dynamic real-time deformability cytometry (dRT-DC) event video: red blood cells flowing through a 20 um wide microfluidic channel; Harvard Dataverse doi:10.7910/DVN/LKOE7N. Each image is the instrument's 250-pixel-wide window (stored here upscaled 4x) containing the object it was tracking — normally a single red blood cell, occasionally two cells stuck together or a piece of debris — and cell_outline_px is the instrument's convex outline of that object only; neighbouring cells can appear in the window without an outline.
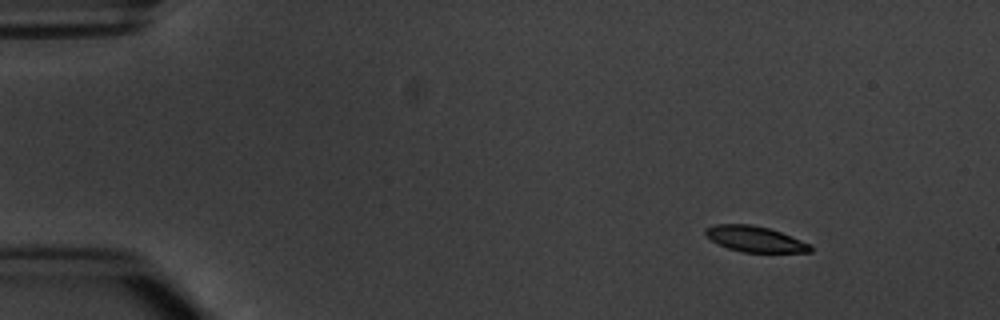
{"species": "common noctule bat (a hibernating species)", "species_latin": "Nyctalus noctula", "temperature_condition": "warm", "stored_images_in_passage": 8, "camera_frame_rate_fps": 3000, "um_per_image_px": 0.085, "animal": {"sex": "male", "body_mass_g": 20.1, "forearm_length_mm": 53.5}, "frame": {"image": 1, "passage_image": 1, "time_ms": 0.0, "image_size_px": [1000, 320], "cell_outline_px": [[812, 252], [744, 252], [728, 248], [712, 240], [704, 232], [704, 228], [716, 224], [752, 224], [768, 228], [780, 232], [812, 244]], "centroid_in_image_um": [64.2, 20.31], "position_along_channel_um": 20.8, "area_um2": 15.61}}
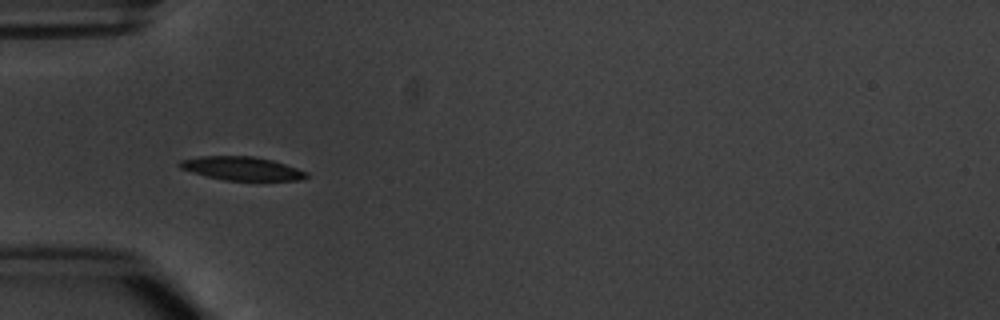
{"frame": {"image": 2, "passage_image": 4, "time_ms": 3.667, "image_size_px": [1000, 320], "cell_outline_px": [[308, 176], [300, 180], [224, 180], [192, 172], [180, 168], [176, 164], [180, 160], [200, 156], [252, 156], [272, 160], [308, 172]], "centroid_in_image_um": [20.52, 14.31], "position_along_channel_um": 64.5, "area_um2": 17.22}}
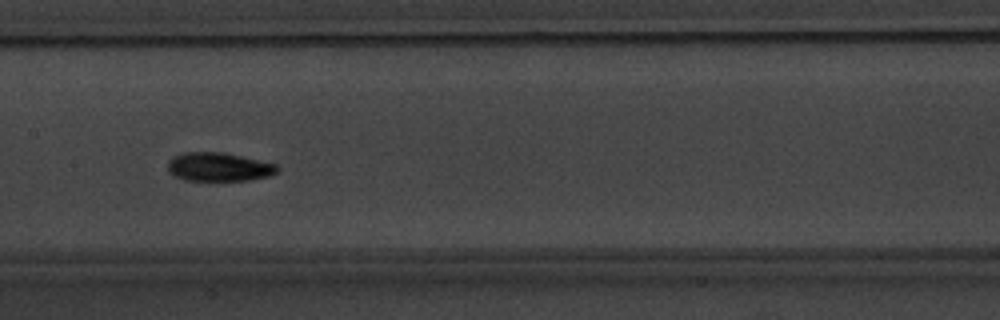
{"frame": {"image": 3, "passage_image": 7, "time_ms": 7.0, "image_size_px": [1000, 320], "cell_outline_px": [[280, 168], [276, 172], [268, 176], [248, 180], [184, 180], [172, 176], [168, 172], [168, 160], [172, 156], [184, 152], [224, 152], [276, 164]], "centroid_in_image_um": [18.54, 14.18], "position_along_channel_um": 188.9, "area_um2": 18.38}}